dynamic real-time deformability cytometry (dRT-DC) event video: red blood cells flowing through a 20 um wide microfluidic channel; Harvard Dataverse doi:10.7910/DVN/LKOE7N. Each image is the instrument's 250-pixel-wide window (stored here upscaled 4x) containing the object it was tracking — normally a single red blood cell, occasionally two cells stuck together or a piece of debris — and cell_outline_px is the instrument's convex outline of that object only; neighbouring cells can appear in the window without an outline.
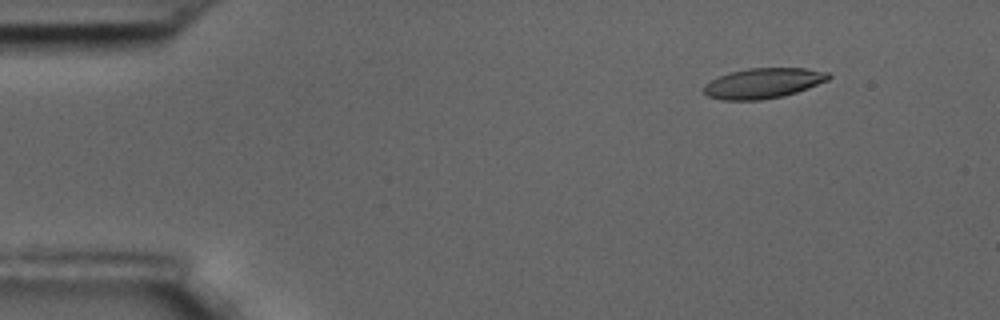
{"species": "common noctule bat (a hibernating species)", "species_latin": "Nyctalus noctula", "temperature_condition": "room temperature", "stored_images_in_passage": 58, "camera_frame_rate_fps": 3000, "um_per_image_px": 0.085, "animal": {"sex": "male", "body_mass_g": 17.5, "forearm_length_mm": 52.3}, "frame": {"image": 1, "passage_image": 7, "time_ms": 2.0, "image_size_px": [1000, 320], "cell_outline_px": [[832, 76], [828, 80], [808, 88], [784, 96], [760, 100], [724, 100], [708, 96], [704, 92], [704, 84], [720, 76], [732, 72], [748, 68], [804, 68], [828, 72]], "centroid_in_image_um": [64.9, 7.07], "position_along_channel_um": 20.1, "area_um2": 21.85}}
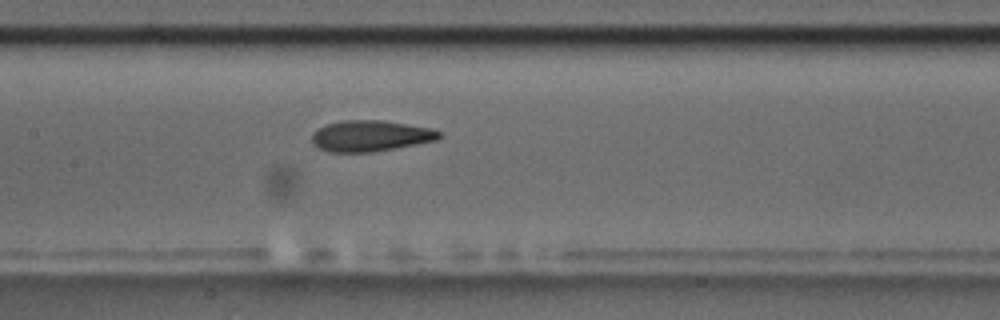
{"frame": {"image": 2, "passage_image": 28, "time_ms": 9.0, "image_size_px": [1000, 320], "cell_outline_px": [[440, 136], [436, 140], [416, 144], [372, 152], [332, 152], [320, 148], [312, 144], [312, 132], [324, 124], [344, 120], [384, 120], [432, 128], [440, 132]], "centroid_in_image_um": [31.45, 11.54], "position_along_channel_um": 175.9, "area_um2": 23.0}}
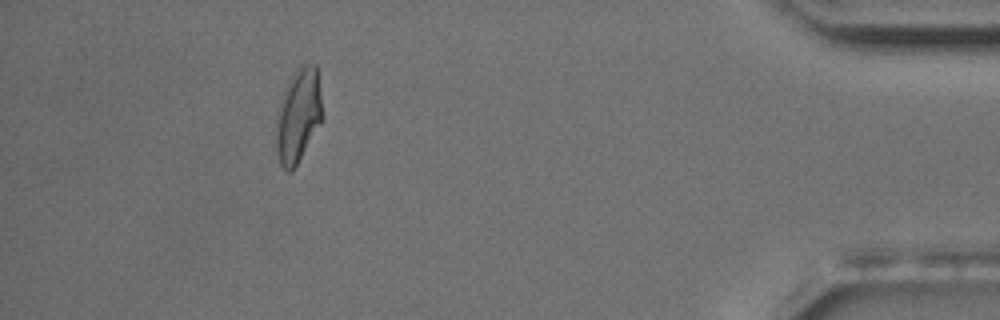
{"frame": {"image": 3, "passage_image": 53, "time_ms": 17.333, "image_size_px": [1000, 320], "cell_outline_px": [[320, 124], [292, 172], [288, 172], [280, 164], [276, 148], [276, 112], [284, 88], [292, 72], [300, 64], [316, 64], [320, 96]], "centroid_in_image_um": [25.3, 9.79], "position_along_channel_um": 409.9, "area_um2": 25.09}, "authors_computed_cell_mechanics": {"area_um2": 22.8021, "velocity_mm_per_s": 3.475, "shape_relaxation_time_tau1_ms": 6.3734, "shape_relaxation_time_tau2_ms": 2.5856, "deformation_change_tau1": 0.1715, "deformation_change_tau2": 0.1057}}